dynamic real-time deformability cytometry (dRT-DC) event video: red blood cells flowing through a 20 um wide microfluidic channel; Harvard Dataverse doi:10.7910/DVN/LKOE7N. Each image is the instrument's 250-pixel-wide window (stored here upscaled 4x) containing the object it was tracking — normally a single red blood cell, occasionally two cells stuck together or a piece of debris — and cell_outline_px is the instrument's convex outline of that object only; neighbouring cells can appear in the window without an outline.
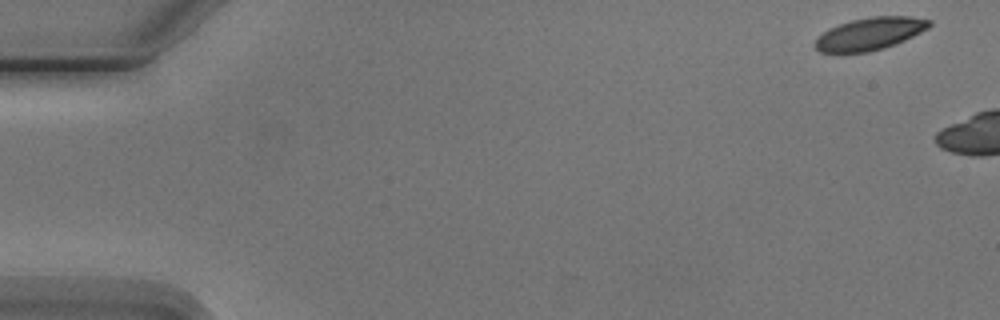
{"species": "Egyptian fruit bat (a non-hibernating species)", "species_latin": "Rousettus aegyptiacus", "temperature_condition": "cold", "stored_images_in_passage": 2, "camera_frame_rate_fps": 3000, "um_per_image_px": 0.085, "animal": {"sex": "male"}, "frame": {"image": 1, "passage_image": 1, "time_ms": 0.0, "image_size_px": [1000, 320], "cell_outline_px": [[932, 24], [928, 28], [904, 40], [884, 48], [868, 52], [820, 52], [812, 44], [828, 28], [852, 20], [872, 16], [912, 16], [932, 20]], "centroid_in_image_um": [73.95, 2.86], "position_along_channel_um": 11.0, "area_um2": 21.44}}